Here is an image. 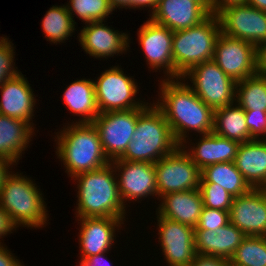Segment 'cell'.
Returning <instances> with one entry per match:
<instances>
[{
    "mask_svg": "<svg viewBox=\"0 0 266 266\" xmlns=\"http://www.w3.org/2000/svg\"><path fill=\"white\" fill-rule=\"evenodd\" d=\"M179 80L164 79L160 82L161 92L158 94L161 96L155 105L164 114L176 142L186 149L190 130L201 135L213 132L214 110L195 94L188 83Z\"/></svg>",
    "mask_w": 266,
    "mask_h": 266,
    "instance_id": "6da1fadb",
    "label": "cell"
},
{
    "mask_svg": "<svg viewBox=\"0 0 266 266\" xmlns=\"http://www.w3.org/2000/svg\"><path fill=\"white\" fill-rule=\"evenodd\" d=\"M115 169L110 162L102 168L73 177L77 182L76 217H112L124 219L127 204L119 193Z\"/></svg>",
    "mask_w": 266,
    "mask_h": 266,
    "instance_id": "7a4b0ae2",
    "label": "cell"
},
{
    "mask_svg": "<svg viewBox=\"0 0 266 266\" xmlns=\"http://www.w3.org/2000/svg\"><path fill=\"white\" fill-rule=\"evenodd\" d=\"M178 146L164 114L155 103H150L138 108L136 130L132 140L125 152L115 160L155 164Z\"/></svg>",
    "mask_w": 266,
    "mask_h": 266,
    "instance_id": "3957f363",
    "label": "cell"
},
{
    "mask_svg": "<svg viewBox=\"0 0 266 266\" xmlns=\"http://www.w3.org/2000/svg\"><path fill=\"white\" fill-rule=\"evenodd\" d=\"M65 125L55 136L56 154L73 178L79 173L89 172L109 164L99 133L92 123H74ZM67 127V128H66Z\"/></svg>",
    "mask_w": 266,
    "mask_h": 266,
    "instance_id": "277c9868",
    "label": "cell"
},
{
    "mask_svg": "<svg viewBox=\"0 0 266 266\" xmlns=\"http://www.w3.org/2000/svg\"><path fill=\"white\" fill-rule=\"evenodd\" d=\"M45 203L36 183L18 172H11L0 190V206L18 227H45L49 217Z\"/></svg>",
    "mask_w": 266,
    "mask_h": 266,
    "instance_id": "5b68a950",
    "label": "cell"
},
{
    "mask_svg": "<svg viewBox=\"0 0 266 266\" xmlns=\"http://www.w3.org/2000/svg\"><path fill=\"white\" fill-rule=\"evenodd\" d=\"M220 32V21L215 14L196 26L173 32L174 79L181 78L195 65L213 59L215 42Z\"/></svg>",
    "mask_w": 266,
    "mask_h": 266,
    "instance_id": "8992f818",
    "label": "cell"
},
{
    "mask_svg": "<svg viewBox=\"0 0 266 266\" xmlns=\"http://www.w3.org/2000/svg\"><path fill=\"white\" fill-rule=\"evenodd\" d=\"M187 77V78H186ZM189 78V87L213 110L234 104L236 82L213 61H205L190 68L181 79Z\"/></svg>",
    "mask_w": 266,
    "mask_h": 266,
    "instance_id": "52a82bcc",
    "label": "cell"
},
{
    "mask_svg": "<svg viewBox=\"0 0 266 266\" xmlns=\"http://www.w3.org/2000/svg\"><path fill=\"white\" fill-rule=\"evenodd\" d=\"M94 81L95 99L99 113L143 108L148 102L135 101L139 91L134 78L126 76L122 68L112 66ZM140 101V102H139Z\"/></svg>",
    "mask_w": 266,
    "mask_h": 266,
    "instance_id": "ba28073f",
    "label": "cell"
},
{
    "mask_svg": "<svg viewBox=\"0 0 266 266\" xmlns=\"http://www.w3.org/2000/svg\"><path fill=\"white\" fill-rule=\"evenodd\" d=\"M154 165L157 181V199L171 192L199 189L201 170L193 163L181 145L172 153L158 160Z\"/></svg>",
    "mask_w": 266,
    "mask_h": 266,
    "instance_id": "9c48e42d",
    "label": "cell"
},
{
    "mask_svg": "<svg viewBox=\"0 0 266 266\" xmlns=\"http://www.w3.org/2000/svg\"><path fill=\"white\" fill-rule=\"evenodd\" d=\"M138 109L99 113L92 124L96 127L105 155L110 161L126 150L136 130Z\"/></svg>",
    "mask_w": 266,
    "mask_h": 266,
    "instance_id": "30bf717a",
    "label": "cell"
},
{
    "mask_svg": "<svg viewBox=\"0 0 266 266\" xmlns=\"http://www.w3.org/2000/svg\"><path fill=\"white\" fill-rule=\"evenodd\" d=\"M235 82L253 76L256 69V47L238 38L219 33L212 59Z\"/></svg>",
    "mask_w": 266,
    "mask_h": 266,
    "instance_id": "8fae6325",
    "label": "cell"
},
{
    "mask_svg": "<svg viewBox=\"0 0 266 266\" xmlns=\"http://www.w3.org/2000/svg\"><path fill=\"white\" fill-rule=\"evenodd\" d=\"M217 16L224 34L255 47L266 43V12L245 3L223 9Z\"/></svg>",
    "mask_w": 266,
    "mask_h": 266,
    "instance_id": "7c38bea8",
    "label": "cell"
},
{
    "mask_svg": "<svg viewBox=\"0 0 266 266\" xmlns=\"http://www.w3.org/2000/svg\"><path fill=\"white\" fill-rule=\"evenodd\" d=\"M156 214L158 242L168 266H189L196 255L194 228Z\"/></svg>",
    "mask_w": 266,
    "mask_h": 266,
    "instance_id": "4fadbf2b",
    "label": "cell"
},
{
    "mask_svg": "<svg viewBox=\"0 0 266 266\" xmlns=\"http://www.w3.org/2000/svg\"><path fill=\"white\" fill-rule=\"evenodd\" d=\"M117 175L119 193L123 204L126 201H137L147 196H156L157 181L155 165L149 162L125 160L111 161Z\"/></svg>",
    "mask_w": 266,
    "mask_h": 266,
    "instance_id": "5bb4252c",
    "label": "cell"
},
{
    "mask_svg": "<svg viewBox=\"0 0 266 266\" xmlns=\"http://www.w3.org/2000/svg\"><path fill=\"white\" fill-rule=\"evenodd\" d=\"M137 34L139 44L149 65L148 68H152L155 72L162 68L161 70H165L166 79H174L173 31L149 18L140 26Z\"/></svg>",
    "mask_w": 266,
    "mask_h": 266,
    "instance_id": "9a60e30c",
    "label": "cell"
},
{
    "mask_svg": "<svg viewBox=\"0 0 266 266\" xmlns=\"http://www.w3.org/2000/svg\"><path fill=\"white\" fill-rule=\"evenodd\" d=\"M230 223L246 236H266V191L251 189L234 197L230 211Z\"/></svg>",
    "mask_w": 266,
    "mask_h": 266,
    "instance_id": "2e32d148",
    "label": "cell"
},
{
    "mask_svg": "<svg viewBox=\"0 0 266 266\" xmlns=\"http://www.w3.org/2000/svg\"><path fill=\"white\" fill-rule=\"evenodd\" d=\"M81 225L79 230V248L81 260L111 250L116 231L125 219L112 217H83L77 218ZM115 237V238H114Z\"/></svg>",
    "mask_w": 266,
    "mask_h": 266,
    "instance_id": "e0dca14e",
    "label": "cell"
},
{
    "mask_svg": "<svg viewBox=\"0 0 266 266\" xmlns=\"http://www.w3.org/2000/svg\"><path fill=\"white\" fill-rule=\"evenodd\" d=\"M78 34L79 42L86 54L94 58H108L127 52L130 38L127 33L105 26L103 21L84 23Z\"/></svg>",
    "mask_w": 266,
    "mask_h": 266,
    "instance_id": "ac0fdd59",
    "label": "cell"
},
{
    "mask_svg": "<svg viewBox=\"0 0 266 266\" xmlns=\"http://www.w3.org/2000/svg\"><path fill=\"white\" fill-rule=\"evenodd\" d=\"M211 12L198 0H159L150 19L174 31L188 29L202 23Z\"/></svg>",
    "mask_w": 266,
    "mask_h": 266,
    "instance_id": "d6986e66",
    "label": "cell"
},
{
    "mask_svg": "<svg viewBox=\"0 0 266 266\" xmlns=\"http://www.w3.org/2000/svg\"><path fill=\"white\" fill-rule=\"evenodd\" d=\"M0 114L20 119L33 127L34 106L36 105L33 90L24 75L20 73L0 86Z\"/></svg>",
    "mask_w": 266,
    "mask_h": 266,
    "instance_id": "ffe728a7",
    "label": "cell"
},
{
    "mask_svg": "<svg viewBox=\"0 0 266 266\" xmlns=\"http://www.w3.org/2000/svg\"><path fill=\"white\" fill-rule=\"evenodd\" d=\"M157 213L161 217L195 228L203 209V199L199 189L167 193L159 199Z\"/></svg>",
    "mask_w": 266,
    "mask_h": 266,
    "instance_id": "44dd1931",
    "label": "cell"
},
{
    "mask_svg": "<svg viewBox=\"0 0 266 266\" xmlns=\"http://www.w3.org/2000/svg\"><path fill=\"white\" fill-rule=\"evenodd\" d=\"M195 251L230 260L246 235L235 225L228 223L215 231L194 230Z\"/></svg>",
    "mask_w": 266,
    "mask_h": 266,
    "instance_id": "7402d4cb",
    "label": "cell"
},
{
    "mask_svg": "<svg viewBox=\"0 0 266 266\" xmlns=\"http://www.w3.org/2000/svg\"><path fill=\"white\" fill-rule=\"evenodd\" d=\"M233 162L252 189L266 187V139L241 143Z\"/></svg>",
    "mask_w": 266,
    "mask_h": 266,
    "instance_id": "603a6c76",
    "label": "cell"
},
{
    "mask_svg": "<svg viewBox=\"0 0 266 266\" xmlns=\"http://www.w3.org/2000/svg\"><path fill=\"white\" fill-rule=\"evenodd\" d=\"M199 140L196 146H190L191 149H187L186 152L200 170L216 163L233 162L240 145L239 142L221 137L214 132L202 135Z\"/></svg>",
    "mask_w": 266,
    "mask_h": 266,
    "instance_id": "cb8c5ba5",
    "label": "cell"
},
{
    "mask_svg": "<svg viewBox=\"0 0 266 266\" xmlns=\"http://www.w3.org/2000/svg\"><path fill=\"white\" fill-rule=\"evenodd\" d=\"M35 127L20 119L0 114V156L16 165L31 141Z\"/></svg>",
    "mask_w": 266,
    "mask_h": 266,
    "instance_id": "d4e9b609",
    "label": "cell"
},
{
    "mask_svg": "<svg viewBox=\"0 0 266 266\" xmlns=\"http://www.w3.org/2000/svg\"><path fill=\"white\" fill-rule=\"evenodd\" d=\"M63 102L71 113L81 116L75 123H92L99 115L92 79L83 78L71 82L63 92Z\"/></svg>",
    "mask_w": 266,
    "mask_h": 266,
    "instance_id": "484cf974",
    "label": "cell"
},
{
    "mask_svg": "<svg viewBox=\"0 0 266 266\" xmlns=\"http://www.w3.org/2000/svg\"><path fill=\"white\" fill-rule=\"evenodd\" d=\"M234 105L214 110L213 132L240 144L249 142L252 138L246 123L245 112L236 102Z\"/></svg>",
    "mask_w": 266,
    "mask_h": 266,
    "instance_id": "4316f807",
    "label": "cell"
},
{
    "mask_svg": "<svg viewBox=\"0 0 266 266\" xmlns=\"http://www.w3.org/2000/svg\"><path fill=\"white\" fill-rule=\"evenodd\" d=\"M200 183H216L234 197L246 194L252 189L234 162L216 163L205 167L201 170Z\"/></svg>",
    "mask_w": 266,
    "mask_h": 266,
    "instance_id": "83f0119b",
    "label": "cell"
},
{
    "mask_svg": "<svg viewBox=\"0 0 266 266\" xmlns=\"http://www.w3.org/2000/svg\"><path fill=\"white\" fill-rule=\"evenodd\" d=\"M235 102L243 110L266 111V76L256 73L236 82Z\"/></svg>",
    "mask_w": 266,
    "mask_h": 266,
    "instance_id": "f1b7e54d",
    "label": "cell"
},
{
    "mask_svg": "<svg viewBox=\"0 0 266 266\" xmlns=\"http://www.w3.org/2000/svg\"><path fill=\"white\" fill-rule=\"evenodd\" d=\"M42 29L47 41L54 44L68 40L75 31V23L65 5L52 6L44 15Z\"/></svg>",
    "mask_w": 266,
    "mask_h": 266,
    "instance_id": "f546056e",
    "label": "cell"
},
{
    "mask_svg": "<svg viewBox=\"0 0 266 266\" xmlns=\"http://www.w3.org/2000/svg\"><path fill=\"white\" fill-rule=\"evenodd\" d=\"M230 262L239 266H266V236H246Z\"/></svg>",
    "mask_w": 266,
    "mask_h": 266,
    "instance_id": "4dcf8cb0",
    "label": "cell"
},
{
    "mask_svg": "<svg viewBox=\"0 0 266 266\" xmlns=\"http://www.w3.org/2000/svg\"><path fill=\"white\" fill-rule=\"evenodd\" d=\"M68 12L71 14L73 22L76 24L74 15L76 14L82 22L104 21L110 17L113 10L108 0H69L66 5Z\"/></svg>",
    "mask_w": 266,
    "mask_h": 266,
    "instance_id": "1f68e13d",
    "label": "cell"
},
{
    "mask_svg": "<svg viewBox=\"0 0 266 266\" xmlns=\"http://www.w3.org/2000/svg\"><path fill=\"white\" fill-rule=\"evenodd\" d=\"M203 207L230 211L234 196L216 183H200Z\"/></svg>",
    "mask_w": 266,
    "mask_h": 266,
    "instance_id": "d6a6232c",
    "label": "cell"
},
{
    "mask_svg": "<svg viewBox=\"0 0 266 266\" xmlns=\"http://www.w3.org/2000/svg\"><path fill=\"white\" fill-rule=\"evenodd\" d=\"M228 223H230L229 211L203 207L194 230H211L213 232Z\"/></svg>",
    "mask_w": 266,
    "mask_h": 266,
    "instance_id": "836d02e7",
    "label": "cell"
},
{
    "mask_svg": "<svg viewBox=\"0 0 266 266\" xmlns=\"http://www.w3.org/2000/svg\"><path fill=\"white\" fill-rule=\"evenodd\" d=\"M14 56L13 44L8 40L0 48V86L21 73L17 70V67H14Z\"/></svg>",
    "mask_w": 266,
    "mask_h": 266,
    "instance_id": "e575fe53",
    "label": "cell"
},
{
    "mask_svg": "<svg viewBox=\"0 0 266 266\" xmlns=\"http://www.w3.org/2000/svg\"><path fill=\"white\" fill-rule=\"evenodd\" d=\"M244 112L250 137L266 139V111L244 110Z\"/></svg>",
    "mask_w": 266,
    "mask_h": 266,
    "instance_id": "d590c367",
    "label": "cell"
},
{
    "mask_svg": "<svg viewBox=\"0 0 266 266\" xmlns=\"http://www.w3.org/2000/svg\"><path fill=\"white\" fill-rule=\"evenodd\" d=\"M230 260L212 255L196 253L194 261L189 266H229Z\"/></svg>",
    "mask_w": 266,
    "mask_h": 266,
    "instance_id": "8d00e7d4",
    "label": "cell"
},
{
    "mask_svg": "<svg viewBox=\"0 0 266 266\" xmlns=\"http://www.w3.org/2000/svg\"><path fill=\"white\" fill-rule=\"evenodd\" d=\"M17 227L18 225L12 220L10 215L0 206V239L12 233Z\"/></svg>",
    "mask_w": 266,
    "mask_h": 266,
    "instance_id": "74e56055",
    "label": "cell"
},
{
    "mask_svg": "<svg viewBox=\"0 0 266 266\" xmlns=\"http://www.w3.org/2000/svg\"><path fill=\"white\" fill-rule=\"evenodd\" d=\"M245 3H247V0H210V12L218 15L223 9Z\"/></svg>",
    "mask_w": 266,
    "mask_h": 266,
    "instance_id": "f35d334b",
    "label": "cell"
},
{
    "mask_svg": "<svg viewBox=\"0 0 266 266\" xmlns=\"http://www.w3.org/2000/svg\"><path fill=\"white\" fill-rule=\"evenodd\" d=\"M256 69L257 74L266 76V43L256 47Z\"/></svg>",
    "mask_w": 266,
    "mask_h": 266,
    "instance_id": "ab89813d",
    "label": "cell"
},
{
    "mask_svg": "<svg viewBox=\"0 0 266 266\" xmlns=\"http://www.w3.org/2000/svg\"><path fill=\"white\" fill-rule=\"evenodd\" d=\"M2 244H0V266H24L19 259L13 256Z\"/></svg>",
    "mask_w": 266,
    "mask_h": 266,
    "instance_id": "60d3db41",
    "label": "cell"
},
{
    "mask_svg": "<svg viewBox=\"0 0 266 266\" xmlns=\"http://www.w3.org/2000/svg\"><path fill=\"white\" fill-rule=\"evenodd\" d=\"M105 253L107 252L87 257L85 260H80L79 266H111L112 264L108 263L109 260L105 257Z\"/></svg>",
    "mask_w": 266,
    "mask_h": 266,
    "instance_id": "b9f144b4",
    "label": "cell"
},
{
    "mask_svg": "<svg viewBox=\"0 0 266 266\" xmlns=\"http://www.w3.org/2000/svg\"><path fill=\"white\" fill-rule=\"evenodd\" d=\"M11 165L15 166L13 161H11L10 159L6 157L0 156V190L2 186L4 185L6 178L9 176L10 172H12V171H9Z\"/></svg>",
    "mask_w": 266,
    "mask_h": 266,
    "instance_id": "7bdbcfd3",
    "label": "cell"
},
{
    "mask_svg": "<svg viewBox=\"0 0 266 266\" xmlns=\"http://www.w3.org/2000/svg\"><path fill=\"white\" fill-rule=\"evenodd\" d=\"M108 1L113 11L117 8L136 9V0H108Z\"/></svg>",
    "mask_w": 266,
    "mask_h": 266,
    "instance_id": "ee69618b",
    "label": "cell"
},
{
    "mask_svg": "<svg viewBox=\"0 0 266 266\" xmlns=\"http://www.w3.org/2000/svg\"><path fill=\"white\" fill-rule=\"evenodd\" d=\"M247 4L251 7L266 12V0H247Z\"/></svg>",
    "mask_w": 266,
    "mask_h": 266,
    "instance_id": "f6af8a7d",
    "label": "cell"
},
{
    "mask_svg": "<svg viewBox=\"0 0 266 266\" xmlns=\"http://www.w3.org/2000/svg\"><path fill=\"white\" fill-rule=\"evenodd\" d=\"M142 8H150V0H136V8L141 9Z\"/></svg>",
    "mask_w": 266,
    "mask_h": 266,
    "instance_id": "bcb514c9",
    "label": "cell"
},
{
    "mask_svg": "<svg viewBox=\"0 0 266 266\" xmlns=\"http://www.w3.org/2000/svg\"><path fill=\"white\" fill-rule=\"evenodd\" d=\"M159 0H150V9H151V15L155 12L157 6H158Z\"/></svg>",
    "mask_w": 266,
    "mask_h": 266,
    "instance_id": "7dc6e473",
    "label": "cell"
},
{
    "mask_svg": "<svg viewBox=\"0 0 266 266\" xmlns=\"http://www.w3.org/2000/svg\"><path fill=\"white\" fill-rule=\"evenodd\" d=\"M198 1L210 11V0H198Z\"/></svg>",
    "mask_w": 266,
    "mask_h": 266,
    "instance_id": "c3c4849f",
    "label": "cell"
},
{
    "mask_svg": "<svg viewBox=\"0 0 266 266\" xmlns=\"http://www.w3.org/2000/svg\"><path fill=\"white\" fill-rule=\"evenodd\" d=\"M8 37H0V48L8 41Z\"/></svg>",
    "mask_w": 266,
    "mask_h": 266,
    "instance_id": "681fc988",
    "label": "cell"
},
{
    "mask_svg": "<svg viewBox=\"0 0 266 266\" xmlns=\"http://www.w3.org/2000/svg\"><path fill=\"white\" fill-rule=\"evenodd\" d=\"M229 266H239V265H235V264H232L231 262L229 263Z\"/></svg>",
    "mask_w": 266,
    "mask_h": 266,
    "instance_id": "f907efd6",
    "label": "cell"
}]
</instances>
